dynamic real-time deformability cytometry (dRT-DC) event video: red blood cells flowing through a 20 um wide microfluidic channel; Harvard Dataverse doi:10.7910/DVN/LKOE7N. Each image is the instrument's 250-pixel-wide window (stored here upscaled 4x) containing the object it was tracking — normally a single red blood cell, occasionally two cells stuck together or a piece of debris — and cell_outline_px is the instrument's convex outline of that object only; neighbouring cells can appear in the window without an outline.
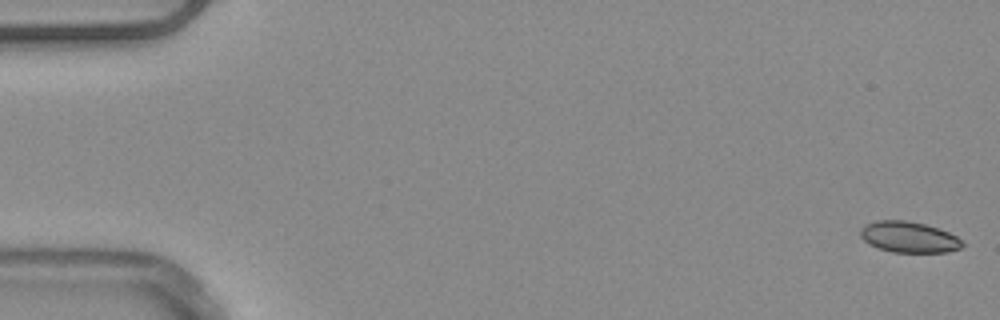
{"species": "common noctule bat (a hibernating species)", "species_latin": "Nyctalus noctula", "temperature_condition": "warm", "stored_images_in_passage": 52, "camera_frame_rate_fps": 3000, "um_per_image_px": 0.085, "animal": {"sex": "male", "body_mass_g": 20.4}, "frame": {"image": 1, "passage_image": 1, "time_ms": 0.0, "image_size_px": [1000, 320], "cell_outline_px": [[964, 244], [960, 248], [948, 252], [892, 252], [876, 248], [868, 244], [860, 236], [860, 228], [864, 224], [876, 220], [904, 220], [924, 224], [948, 232], [956, 236]], "centroid_in_image_um": [77.19, 20.15], "position_along_channel_um": 7.8, "area_um2": 18.44}}
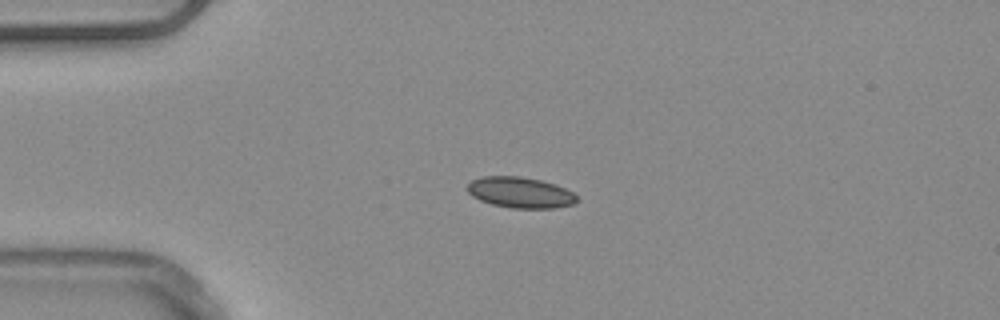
{"frame": {"image": 2, "passage_image": 13, "time_ms": 4.0, "image_size_px": [1000, 320], "cell_outline_px": [[576, 200], [572, 204], [556, 208], [512, 208], [492, 204], [480, 200], [472, 196], [468, 192], [468, 184], [472, 180], [480, 176], [520, 176], [540, 180], [556, 184], [572, 192], [576, 196]], "centroid_in_image_um": [44.2, 16.35], "position_along_channel_um": 40.8, "area_um2": 19.59}}
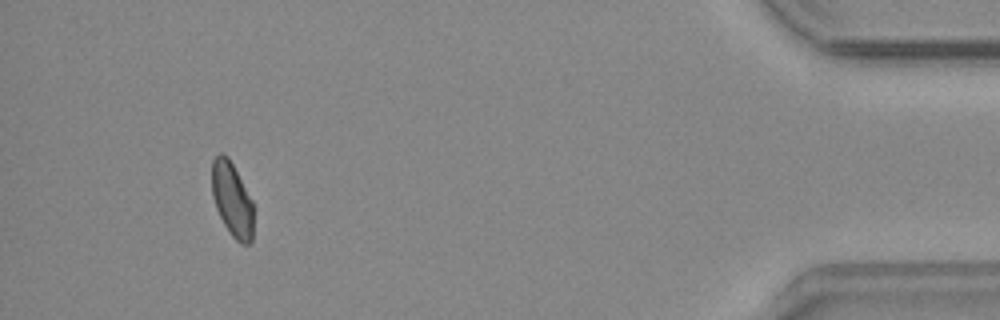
{"frame": {"image": 3, "passage_image": 49, "time_ms": 16.0, "image_size_px": [1000, 320], "cell_outline_px": [[252, 240], [248, 244], [240, 244], [228, 232], [216, 208], [212, 196], [212, 160], [220, 152], [228, 156], [252, 200]], "centroid_in_image_um": [19.71, 16.96], "position_along_channel_um": 415.5, "area_um2": 17.86}, "authors_computed_cell_mechanics": {"area_um2": 18.7272, "velocity_mm_per_s": 3.8891, "shape_relaxation_time_tau1_ms": null, "shape_relaxation_time_tau2_ms": 1.6302, "deformation_change_tau1": null, "deformation_change_tau2": 0.0616}}